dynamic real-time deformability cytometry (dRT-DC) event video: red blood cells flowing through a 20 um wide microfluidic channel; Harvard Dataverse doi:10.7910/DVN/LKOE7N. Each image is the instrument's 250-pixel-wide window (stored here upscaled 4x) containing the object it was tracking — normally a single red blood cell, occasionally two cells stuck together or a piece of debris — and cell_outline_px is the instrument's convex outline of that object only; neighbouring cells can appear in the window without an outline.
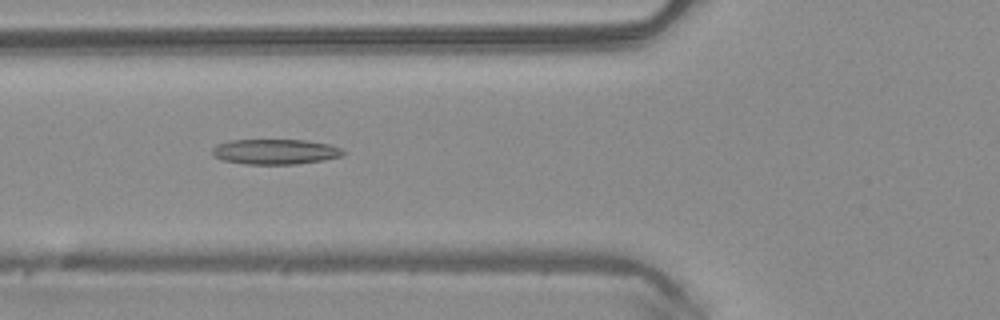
{"species": "common noctule bat (a hibernating species)", "species_latin": "Nyctalus noctula", "temperature_condition": "warm", "stored_images_in_passage": 50, "camera_frame_rate_fps": 3000, "um_per_image_px": 0.085, "animal": {"sex": "male", "body_mass_g": 20.4}, "frame": {"image": 1, "passage_image": 19, "time_ms": 6.0, "image_size_px": [1000, 320], "cell_outline_px": [[344, 156], [324, 160], [296, 164], [244, 164], [224, 160], [212, 156], [212, 148], [216, 144], [228, 140], [308, 140], [328, 144], [340, 148], [344, 152]], "centroid_in_image_um": [23.37, 12.89], "position_along_channel_um": 102.4, "area_um2": 19.36}}
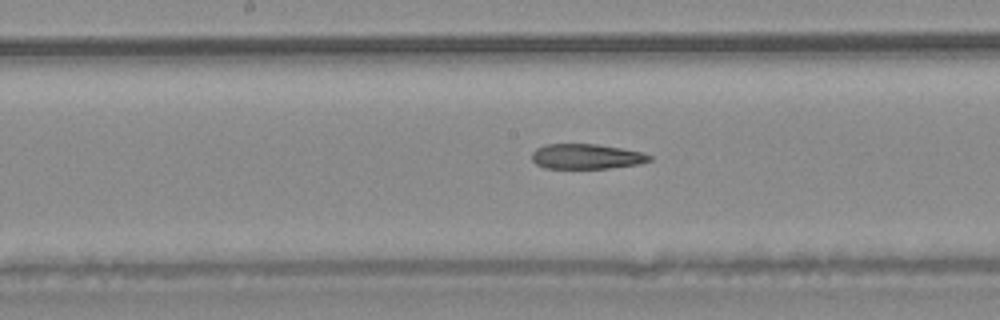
{"frame": {"image": 2, "passage_image": 26, "time_ms": 8.333, "image_size_px": [1000, 320], "cell_outline_px": [[652, 160], [640, 164], [608, 168], [544, 168], [536, 164], [532, 160], [532, 152], [536, 148], [544, 144], [596, 144], [644, 152], [652, 156]], "centroid_in_image_um": [49.85, 13.3], "position_along_channel_um": 198.4, "area_um2": 17.28}}
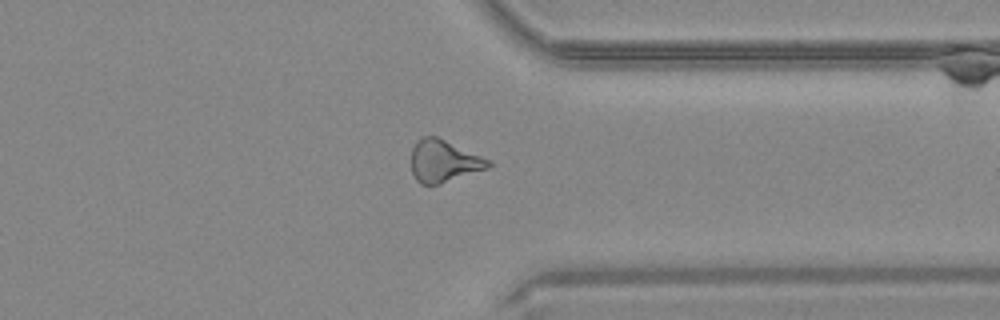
{"frame": {"image": 3, "passage_image": 39, "time_ms": 12.667, "image_size_px": [1000, 320], "cell_outline_px": [[492, 164], [488, 168], [440, 184], [420, 184], [416, 180], [412, 172], [412, 148], [416, 140], [424, 136], [436, 136], [492, 160]], "centroid_in_image_um": [37.72, 13.69], "position_along_channel_um": 373.7, "area_um2": 18.96}, "authors_computed_cell_mechanics": {"area_um2": 19.3052, "velocity_mm_per_s": 4.1005, "shape_relaxation_time_tau1_ms": null, "shape_relaxation_time_tau2_ms": 8.9935, "deformation_change_tau1": null, "deformation_change_tau2": 0.2575}}